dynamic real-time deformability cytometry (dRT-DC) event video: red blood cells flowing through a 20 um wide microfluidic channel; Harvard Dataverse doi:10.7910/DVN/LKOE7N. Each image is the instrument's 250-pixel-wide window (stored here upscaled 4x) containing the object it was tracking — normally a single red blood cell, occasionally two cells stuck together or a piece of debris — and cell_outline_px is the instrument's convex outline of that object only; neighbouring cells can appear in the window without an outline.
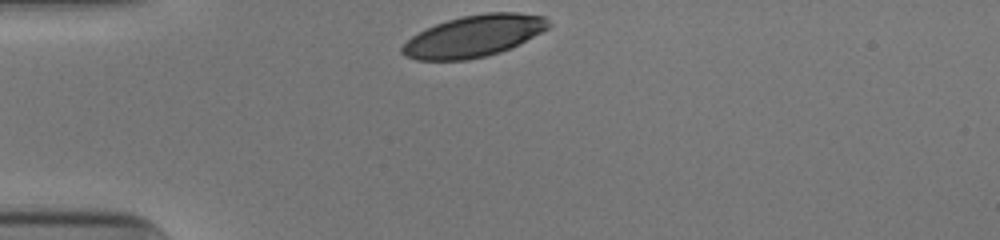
{"species": "human", "species_latin": "Homo sapiens", "temperature_condition": "cold", "stored_images_in_passage": 29, "camera_frame_rate_fps": 3000, "um_per_image_px": 0.085, "donor": {"sex": "male"}, "frame": {"image": 1, "passage_image": 1, "time_ms": 0.0, "image_size_px": [1000, 240], "cell_outline_px": [[552, 24], [548, 28], [520, 44], [500, 52], [468, 60], [416, 60], [404, 56], [400, 52], [400, 48], [412, 36], [436, 24], [460, 16], [488, 12], [516, 12], [544, 16]], "centroid_in_image_um": [40.28, 3.07], "position_along_channel_um": 44.7, "area_um2": 35.49}}
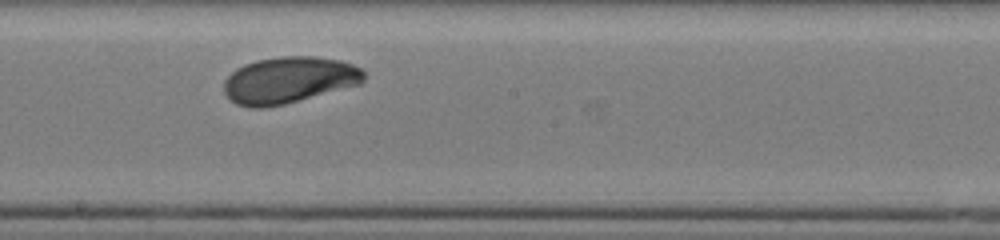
{"frame": {"image": 2, "passage_image": 17, "time_ms": 5.333, "image_size_px": [1000, 240], "cell_outline_px": [[364, 80], [360, 84], [284, 104], [264, 108], [252, 108], [236, 104], [224, 92], [224, 80], [236, 68], [244, 64], [256, 60], [280, 56], [316, 56], [340, 60], [352, 64], [360, 68], [364, 72]], "centroid_in_image_um": [24.54, 6.79], "position_along_channel_um": 223.7, "area_um2": 37.92}}
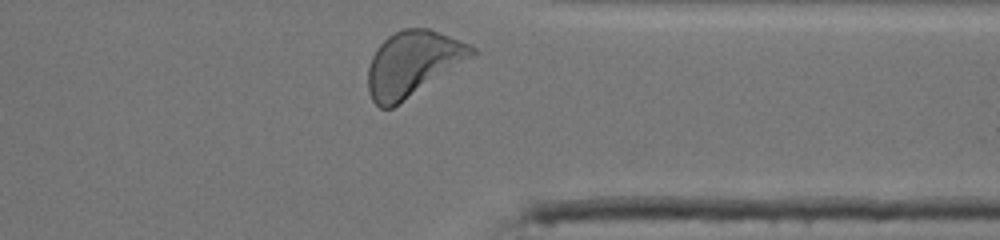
{"frame": {"image": 3, "passage_image": 29, "time_ms": 9.333, "image_size_px": [1000, 240], "cell_outline_px": [[476, 52], [472, 56], [392, 108], [380, 108], [372, 100], [368, 92], [368, 68], [372, 56], [376, 48], [388, 36], [404, 28], [428, 28], [468, 44], [476, 48]], "centroid_in_image_um": [35.03, 5.4], "position_along_channel_um": 376.4, "area_um2": 38.55}, "authors_computed_cell_mechanics": {"area_um2": 37.1654, "velocity_mm_per_s": 3.8711, "shape_relaxation_time_tau1_ms": 3.6204, "shape_relaxation_time_tau2_ms": null, "deformation_change_tau1": 0.1425, "deformation_change_tau2": null}}